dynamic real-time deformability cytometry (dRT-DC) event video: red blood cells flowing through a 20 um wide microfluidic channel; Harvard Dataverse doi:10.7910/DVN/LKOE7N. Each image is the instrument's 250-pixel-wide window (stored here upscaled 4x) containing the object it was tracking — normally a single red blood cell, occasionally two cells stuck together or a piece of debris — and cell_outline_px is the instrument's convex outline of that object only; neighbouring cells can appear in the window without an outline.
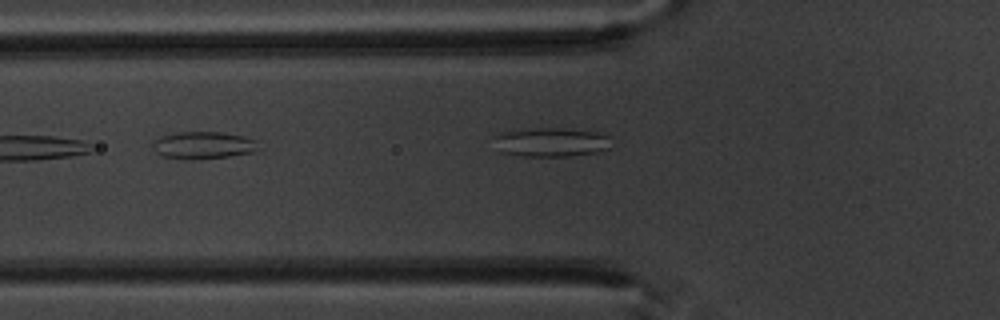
{"species": "common noctule bat (a hibernating species)", "species_latin": "Nyctalus noctula", "temperature_condition": "warm", "stored_images_in_passage": 8, "camera_frame_rate_fps": 3000, "um_per_image_px": 0.085, "animal": {"sex": "male", "body_mass_g": 20.1, "forearm_length_mm": 53.5}, "frame": {"image": 1, "passage_image": 6, "time_ms": 6.0, "image_size_px": [1000, 320], "cell_outline_px": [[264, 148], [256, 152], [228, 156], [192, 160], [160, 156], [152, 148], [152, 140], [160, 136], [176, 132], [220, 132], [244, 136], [256, 140]], "centroid_in_image_um": [17.31, 12.35], "position_along_channel_um": 108.5, "area_um2": 17.28}}